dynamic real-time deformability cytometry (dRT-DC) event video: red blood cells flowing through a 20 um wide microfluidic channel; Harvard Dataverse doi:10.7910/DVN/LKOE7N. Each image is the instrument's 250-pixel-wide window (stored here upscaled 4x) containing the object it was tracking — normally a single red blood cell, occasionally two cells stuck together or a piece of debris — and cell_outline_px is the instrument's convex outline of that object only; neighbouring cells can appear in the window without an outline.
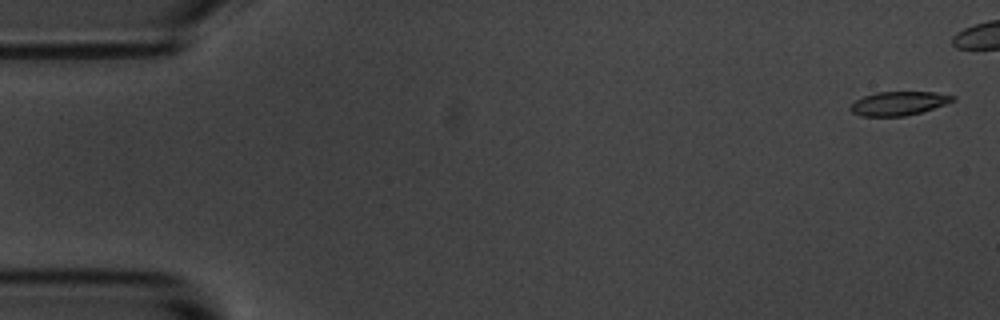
{"species": "common noctule bat (a hibernating species)", "species_latin": "Nyctalus noctula", "temperature_condition": "room temperature", "stored_images_in_passage": 45, "camera_frame_rate_fps": 3000, "um_per_image_px": 0.085, "animal": {"sex": "male", "body_mass_g": 20.1, "forearm_length_mm": 53.5}, "frame": {"image": 1, "passage_image": 2, "time_ms": 0.333, "image_size_px": [1000, 320], "cell_outline_px": [[956, 100], [920, 112], [904, 116], [860, 116], [852, 112], [848, 108], [856, 100], [864, 96], [876, 92], [936, 92], [956, 96]], "centroid_in_image_um": [76.37, 8.78], "position_along_channel_um": 8.6, "area_um2": 14.1}}
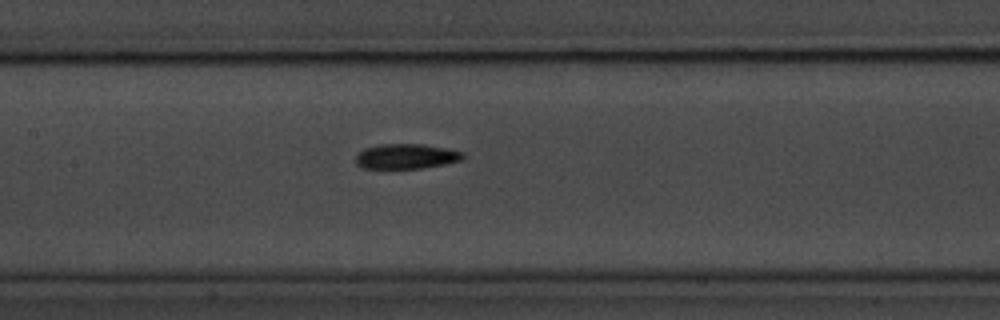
{"frame": {"image": 2, "passage_image": 26, "time_ms": 8.333, "image_size_px": [1000, 320], "cell_outline_px": [[464, 156], [460, 160], [444, 164], [424, 168], [364, 168], [356, 164], [356, 156], [364, 148], [380, 144], [424, 144], [448, 148], [464, 152]], "centroid_in_image_um": [34.54, 13.28], "position_along_channel_um": 172.9, "area_um2": 15.61}}
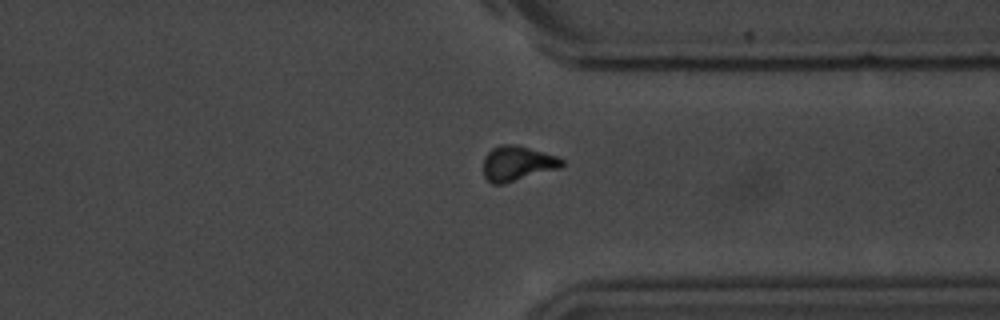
{"frame": {"image": 3, "passage_image": 42, "time_ms": 13.667, "image_size_px": [1000, 320], "cell_outline_px": [[564, 164], [560, 168], [504, 184], [492, 184], [484, 176], [484, 156], [492, 148], [500, 144], [516, 144], [544, 152], [556, 156], [564, 160]], "centroid_in_image_um": [43.97, 13.89], "position_along_channel_um": 367.4, "area_um2": 16.07}}